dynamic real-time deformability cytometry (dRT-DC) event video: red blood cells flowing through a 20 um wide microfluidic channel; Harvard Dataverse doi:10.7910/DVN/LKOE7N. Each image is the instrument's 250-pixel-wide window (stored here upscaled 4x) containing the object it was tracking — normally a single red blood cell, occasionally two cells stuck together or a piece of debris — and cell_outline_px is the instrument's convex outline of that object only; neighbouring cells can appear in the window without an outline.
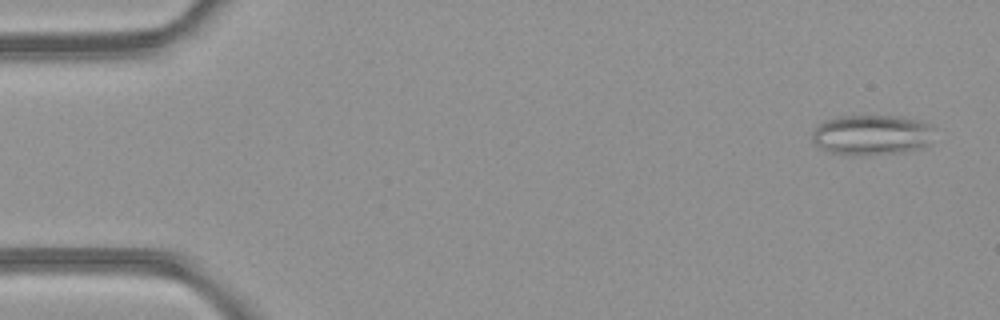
{"species": "common noctule bat (a hibernating species)", "species_latin": "Nyctalus noctula", "temperature_condition": "room temperature", "stored_images_in_passage": 14, "camera_frame_rate_fps": 3000, "um_per_image_px": 0.085, "animal": {"sex": "female", "body_mass_g": 21.9}, "frame": {"image": 1, "passage_image": 3, "time_ms": 0.667, "image_size_px": [1000, 320], "cell_outline_px": [[936, 128], [928, 144], [920, 148], [904, 152], [864, 156], [852, 156], [828, 152], [820, 148], [812, 140], [812, 132], [824, 120], [840, 116], [900, 116], [932, 124]], "centroid_in_image_um": [74.11, 11.48], "position_along_channel_um": 10.9, "area_um2": 29.13}}